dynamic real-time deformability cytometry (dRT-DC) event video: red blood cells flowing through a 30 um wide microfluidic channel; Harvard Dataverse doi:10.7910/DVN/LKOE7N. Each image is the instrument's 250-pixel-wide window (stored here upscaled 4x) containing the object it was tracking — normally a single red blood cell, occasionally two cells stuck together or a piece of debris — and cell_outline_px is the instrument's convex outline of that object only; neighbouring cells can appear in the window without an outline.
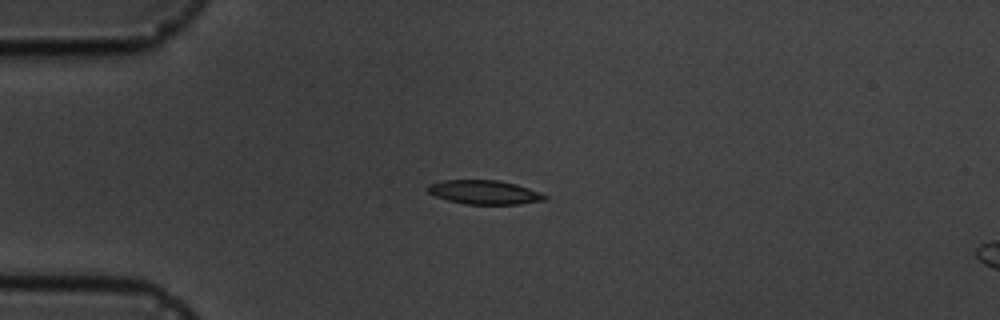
{"species": "common noctule bat (a hibernating species)", "species_latin": "Nyctalus noctula", "temperature_condition": "cold", "stored_images_in_passage": 15, "camera_frame_rate_fps": 3000, "um_per_image_px": 0.085, "animal": {"sex": "male", "body_mass_g": 19.5, "forearm_length_mm": 54.6}, "frame": {"image": 1, "passage_image": 4, "time_ms": 3.667, "image_size_px": [1000, 320], "cell_outline_px": [[548, 200], [520, 204], [464, 204], [448, 200], [436, 196], [428, 192], [424, 188], [428, 184], [440, 180], [500, 180], [516, 184], [540, 192], [548, 196]], "centroid_in_image_um": [41.16, 16.34], "position_along_channel_um": 43.8, "area_um2": 16.59}}
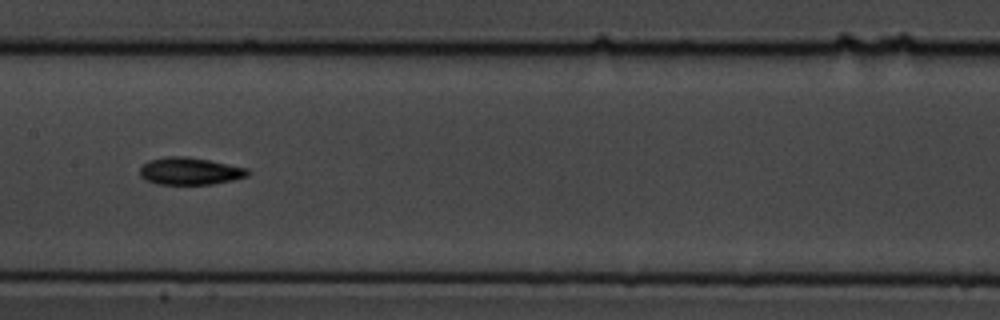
{"frame": {"image": 2, "passage_image": 8, "time_ms": 8.333, "image_size_px": [1000, 320], "cell_outline_px": [[252, 172], [248, 176], [232, 180], [212, 184], [156, 184], [144, 180], [140, 176], [140, 168], [148, 160], [164, 156], [184, 156], [208, 160], [248, 168]], "centroid_in_image_um": [16.13, 14.54], "position_along_channel_um": 191.3, "area_um2": 17.28}}
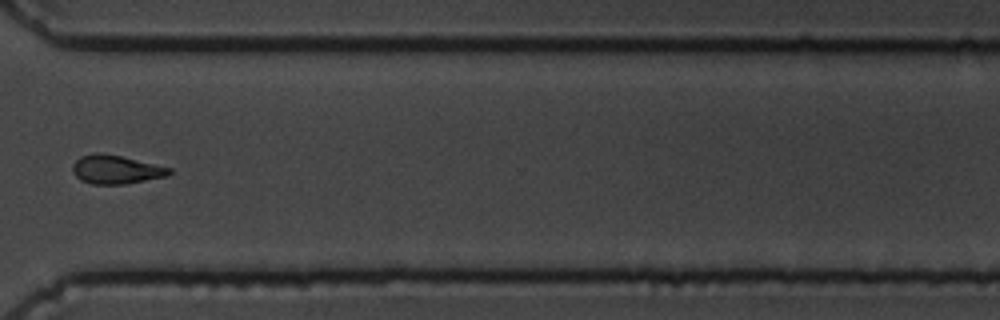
{"frame": {"image": 3, "passage_image": 12, "time_ms": 13.0, "image_size_px": [1000, 320], "cell_outline_px": [[172, 172], [168, 176], [124, 184], [92, 184], [80, 180], [72, 172], [72, 164], [80, 156], [96, 152], [100, 152], [120, 156], [172, 168]], "centroid_in_image_um": [9.83, 14.41], "position_along_channel_um": 360.8, "area_um2": 16.18}, "authors_computed_cell_mechanics": {"area_um2": 16.1262, "velocity_mm_per_s": 3.6431, "shape_relaxation_time_tau1_ms": 3.7406, "shape_relaxation_time_tau2_ms": 2.9109, "deformation_change_tau1": 0.0991, "deformation_change_tau2": 0.0871}}